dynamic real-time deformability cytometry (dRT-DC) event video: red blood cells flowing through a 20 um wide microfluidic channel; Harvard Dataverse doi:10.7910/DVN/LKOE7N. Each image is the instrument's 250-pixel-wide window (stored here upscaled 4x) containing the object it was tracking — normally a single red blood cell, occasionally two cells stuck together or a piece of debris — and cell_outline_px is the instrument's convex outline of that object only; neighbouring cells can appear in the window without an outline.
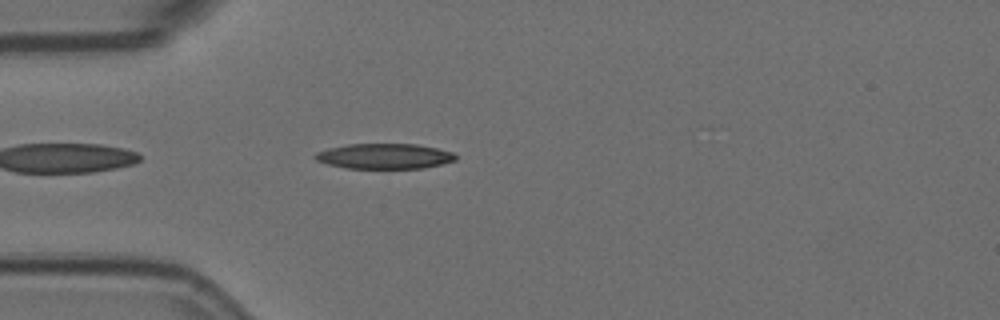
{"species": "Egyptian fruit bat (a non-hibernating species)", "species_latin": "Rousettus aegyptiacus", "temperature_condition": "room temperature", "stored_images_in_passage": 8, "camera_frame_rate_fps": 3000, "um_per_image_px": 0.085, "animal": {"sex": "female"}, "frame": {"image": 1, "passage_image": 3, "time_ms": 0.667, "image_size_px": [1000, 320], "cell_outline_px": [[456, 160], [424, 168], [344, 168], [328, 164], [316, 160], [312, 156], [316, 152], [328, 148], [348, 144], [416, 144], [436, 148], [452, 152], [456, 156]], "centroid_in_image_um": [32.64, 13.27], "position_along_channel_um": 52.4, "area_um2": 20.63}}
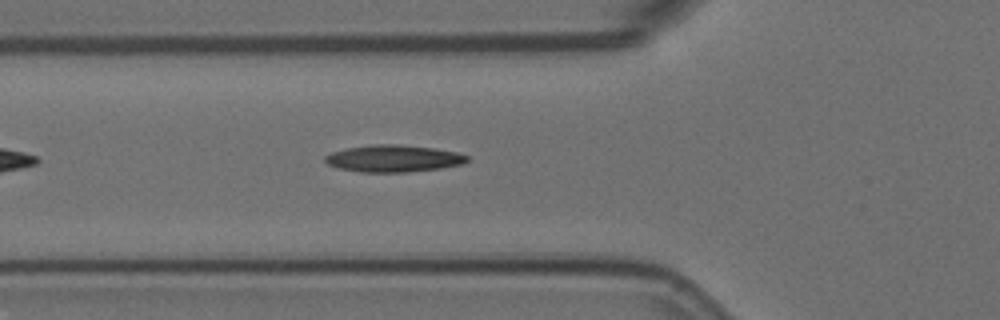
{"frame": {"image": 2, "passage_image": 7, "time_ms": 2.0, "image_size_px": [1000, 320], "cell_outline_px": [[468, 160], [460, 164], [440, 168], [408, 172], [360, 172], [336, 168], [328, 164], [324, 160], [324, 156], [332, 152], [348, 148], [372, 144], [400, 144], [432, 148], [456, 152], [468, 156]], "centroid_in_image_um": [33.39, 13.47], "position_along_channel_um": 92.4, "area_um2": 22.25}}